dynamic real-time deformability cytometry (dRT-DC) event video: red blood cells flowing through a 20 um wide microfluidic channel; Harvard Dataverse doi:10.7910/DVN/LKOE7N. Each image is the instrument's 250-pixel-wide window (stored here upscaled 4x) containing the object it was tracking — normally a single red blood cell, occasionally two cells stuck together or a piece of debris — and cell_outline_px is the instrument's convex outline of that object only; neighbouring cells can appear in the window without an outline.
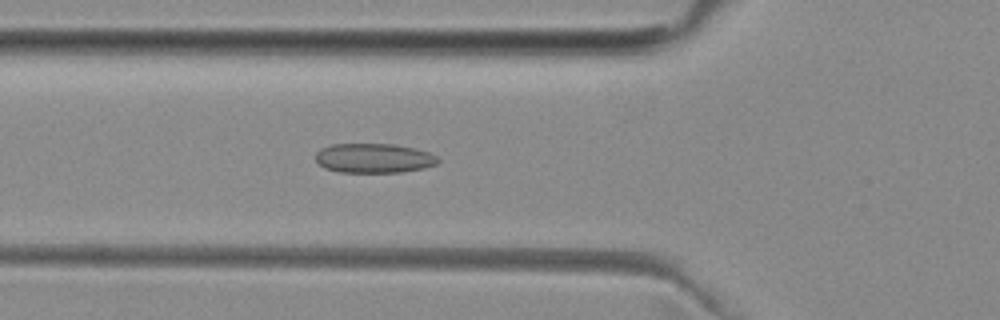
{"species": "common noctule bat (a hibernating species)", "species_latin": "Nyctalus noctula", "temperature_condition": "room temperature", "stored_images_in_passage": 33, "camera_frame_rate_fps": 3000, "um_per_image_px": 0.085, "animal": {"sex": "female", "body_mass_g": 29.2, "forearm_length_mm": 56.3}, "frame": {"image": 1, "passage_image": 7, "time_ms": 2.0, "image_size_px": [1000, 320], "cell_outline_px": [[440, 160], [436, 164], [424, 168], [400, 172], [340, 172], [324, 168], [316, 160], [316, 152], [320, 148], [332, 144], [396, 144], [428, 152], [436, 156]], "centroid_in_image_um": [31.76, 13.44], "position_along_channel_um": 94.0, "area_um2": 20.98}}
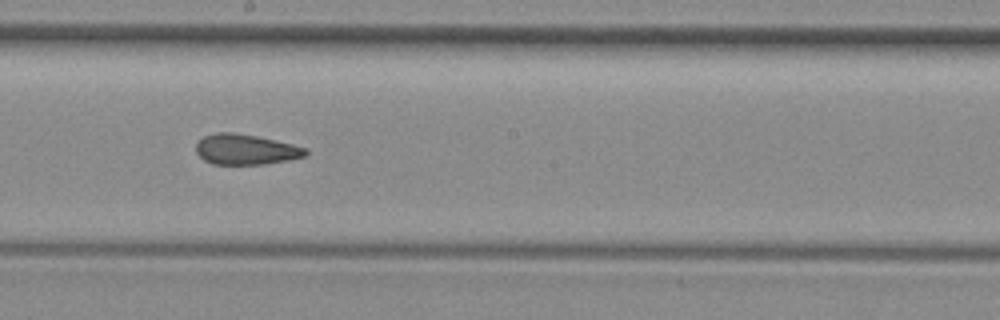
{"frame": {"image": 2, "passage_image": 17, "time_ms": 5.333, "image_size_px": [1000, 320], "cell_outline_px": [[308, 152], [304, 156], [288, 160], [264, 164], [212, 164], [204, 160], [196, 152], [196, 144], [204, 136], [216, 132], [232, 132], [256, 136], [276, 140], [308, 148]], "centroid_in_image_um": [20.88, 12.7], "position_along_channel_um": 227.3, "area_um2": 19.36}}
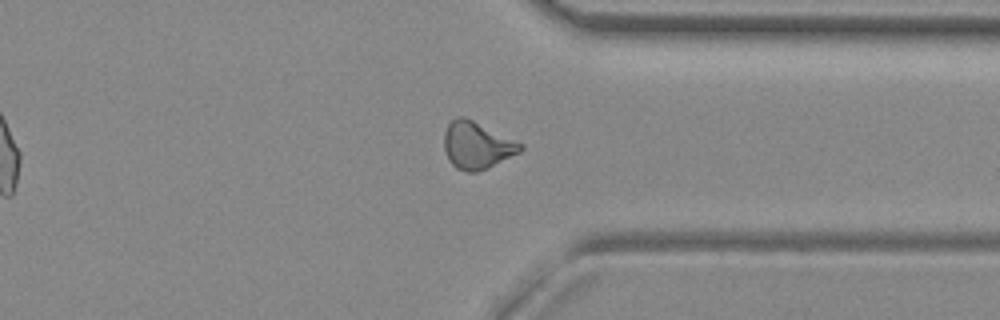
{"frame": {"image": 3, "passage_image": 28, "time_ms": 9.0, "image_size_px": [1000, 320], "cell_outline_px": [[524, 148], [520, 152], [488, 168], [476, 172], [468, 172], [456, 168], [448, 160], [444, 148], [444, 132], [448, 124], [456, 116], [464, 116], [524, 144]], "centroid_in_image_um": [40.53, 12.35], "position_along_channel_um": 370.9, "area_um2": 20.98}, "authors_computed_cell_mechanics": {"area_um2": 19.9988, "velocity_mm_per_s": 3.9903, "shape_relaxation_time_tau1_ms": null, "shape_relaxation_time_tau2_ms": 2.6615, "deformation_change_tau1": null, "deformation_change_tau2": 0.0859}}